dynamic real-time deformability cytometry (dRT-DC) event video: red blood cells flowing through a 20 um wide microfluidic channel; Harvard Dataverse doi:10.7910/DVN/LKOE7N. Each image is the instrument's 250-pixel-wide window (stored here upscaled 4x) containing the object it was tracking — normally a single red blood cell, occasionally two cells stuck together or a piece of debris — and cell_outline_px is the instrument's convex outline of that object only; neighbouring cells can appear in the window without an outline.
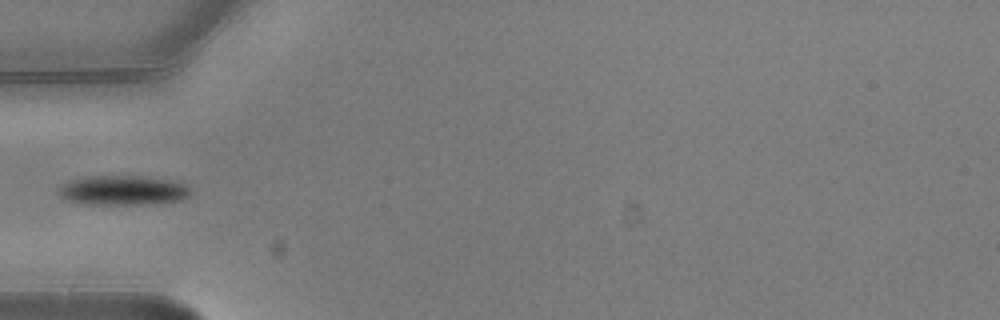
{"species": "common noctule bat (a hibernating species)", "species_latin": "Nyctalus noctula", "temperature_condition": "warm", "stored_images_in_passage": 3, "camera_frame_rate_fps": 3000, "um_per_image_px": 0.085, "animal": {"sex": "male", "body_mass_g": 20.5, "forearm_length_mm": 52.5}, "frame": {"image": 1, "passage_image": 3, "time_ms": 0.667, "image_size_px": [1000, 320], "cell_outline_px": [[192, 192], [188, 196], [180, 200], [156, 204], [88, 204], [68, 200], [60, 196], [60, 188], [68, 180], [88, 176], [144, 176], [172, 180], [184, 184]], "centroid_in_image_um": [10.49, 16.17], "position_along_channel_um": 74.5, "area_um2": 22.72}}